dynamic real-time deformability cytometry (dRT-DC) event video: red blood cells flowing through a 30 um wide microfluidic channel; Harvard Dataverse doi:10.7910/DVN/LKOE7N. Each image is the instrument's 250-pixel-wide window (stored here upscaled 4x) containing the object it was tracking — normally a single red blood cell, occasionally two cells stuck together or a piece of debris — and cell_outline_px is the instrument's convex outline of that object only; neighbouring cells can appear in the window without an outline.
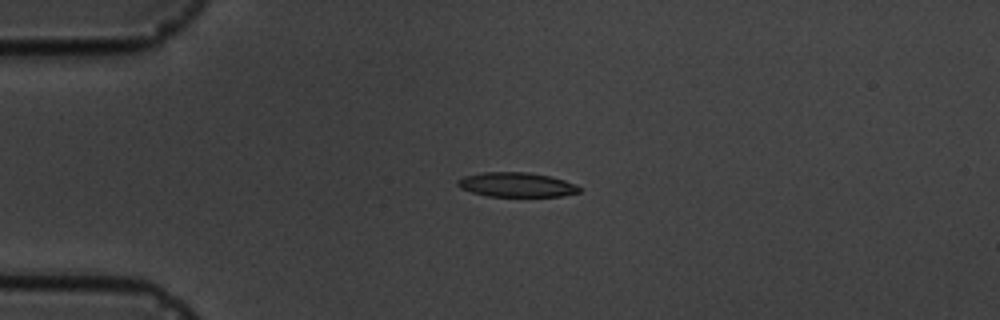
{"species": "common noctule bat (a hibernating species)", "species_latin": "Nyctalus noctula", "temperature_condition": "cold", "stored_images_in_passage": 4, "camera_frame_rate_fps": 3000, "um_per_image_px": 0.085, "animal": {"sex": "male", "body_mass_g": 19.5, "forearm_length_mm": 54.6}, "frame": {"image": 1, "passage_image": 3, "time_ms": 3.0, "image_size_px": [1000, 320], "cell_outline_px": [[580, 192], [560, 196], [488, 196], [472, 192], [460, 188], [456, 184], [456, 180], [464, 176], [484, 172], [528, 172], [552, 176], [576, 184], [580, 188]], "centroid_in_image_um": [43.89, 15.69], "position_along_channel_um": 41.1, "area_um2": 17.4}}